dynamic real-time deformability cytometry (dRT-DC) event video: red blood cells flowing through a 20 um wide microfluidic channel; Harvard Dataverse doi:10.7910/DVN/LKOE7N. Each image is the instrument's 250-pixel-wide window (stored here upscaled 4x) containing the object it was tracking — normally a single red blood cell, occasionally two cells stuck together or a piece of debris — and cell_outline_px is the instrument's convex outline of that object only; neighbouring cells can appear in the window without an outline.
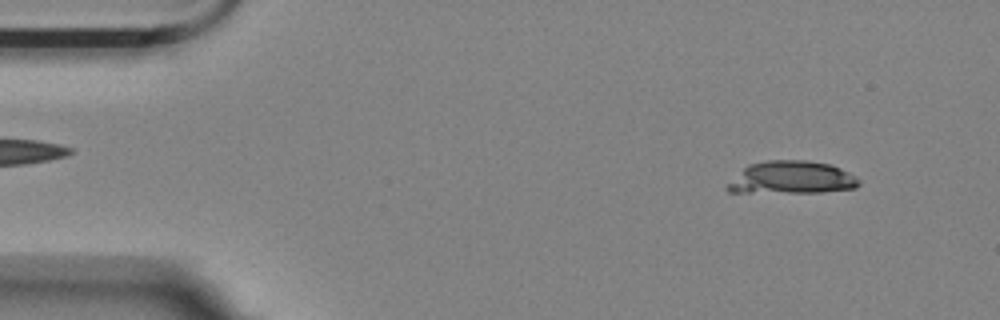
{"species": "Egyptian fruit bat (a non-hibernating species)", "species_latin": "Rousettus aegyptiacus", "temperature_condition": "room temperature", "stored_images_in_passage": 9, "camera_frame_rate_fps": 3000, "um_per_image_px": 0.085, "animal": {"sex": "female"}, "frame": {"image": 1, "passage_image": 2, "time_ms": 1.333, "image_size_px": [1000, 320], "cell_outline_px": [[860, 184], [856, 188], [820, 192], [728, 192], [724, 188], [748, 164], [768, 160], [808, 160], [828, 164], [840, 168], [856, 176], [860, 180]], "centroid_in_image_um": [67.31, 15.1], "position_along_channel_um": 17.7, "area_um2": 24.91}}